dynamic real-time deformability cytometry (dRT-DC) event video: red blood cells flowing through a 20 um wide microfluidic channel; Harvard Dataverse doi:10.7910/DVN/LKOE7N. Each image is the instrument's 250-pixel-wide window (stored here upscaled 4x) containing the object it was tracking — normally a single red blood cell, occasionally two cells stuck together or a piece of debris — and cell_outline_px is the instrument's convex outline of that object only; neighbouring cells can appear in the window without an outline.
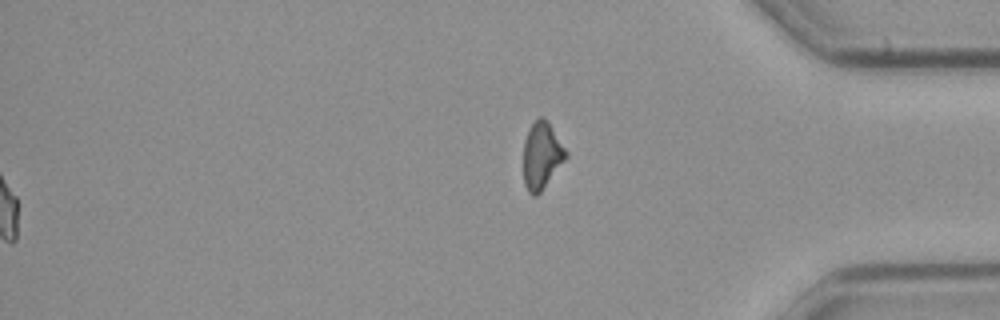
{"species": "common noctule bat (a hibernating species)", "species_latin": "Nyctalus noctula", "temperature_condition": "cold", "stored_images_in_passage": 57, "segment_of_instrument_passage": [2, 2], "camera_frame_rate_fps": 3000, "um_per_image_px": 0.085, "animal": {"sex": "male", "body_mass_g": 23.1, "forearm_length_mm": 52.7}, "frame": {"image": 1, "passage_image": 57, "time_ms": 18.667, "image_size_px": [1000, 320], "cell_outline_px": [[568, 156], [540, 192], [536, 196], [532, 196], [528, 192], [524, 184], [524, 140], [532, 124], [540, 116], [544, 116], [568, 152]], "centroid_in_image_um": [46.04, 13.23], "position_along_channel_um": 389.2, "area_um2": 16.36}}